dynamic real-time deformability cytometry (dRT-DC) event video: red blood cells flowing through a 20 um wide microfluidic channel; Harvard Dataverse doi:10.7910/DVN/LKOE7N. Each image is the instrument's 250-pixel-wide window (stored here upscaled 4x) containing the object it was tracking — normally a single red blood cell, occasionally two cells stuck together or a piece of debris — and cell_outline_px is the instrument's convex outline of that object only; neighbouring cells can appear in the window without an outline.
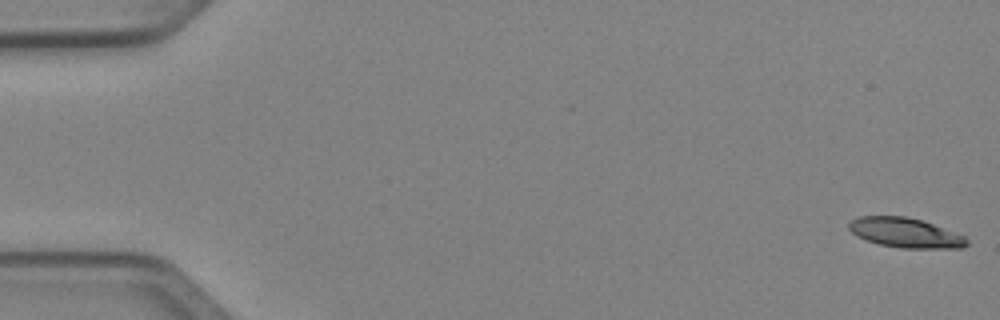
{"species": "Egyptian fruit bat (a non-hibernating species)", "species_latin": "Rousettus aegyptiacus", "temperature_condition": "cold", "stored_images_in_passage": 44, "camera_frame_rate_fps": 3000, "um_per_image_px": 0.085, "animal": {"sex": "female"}, "frame": {"image": 1, "passage_image": 1, "time_ms": 0.0, "image_size_px": [1000, 320], "cell_outline_px": [[968, 244], [960, 248], [900, 248], [880, 244], [856, 236], [848, 228], [848, 224], [852, 220], [860, 216], [904, 216], [920, 220], [932, 224], [964, 236], [968, 240]], "centroid_in_image_um": [76.93, 19.79], "position_along_channel_um": 8.1, "area_um2": 20.11}}
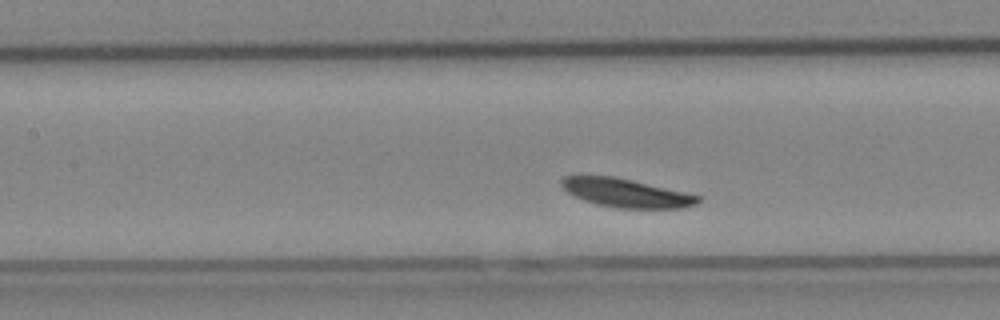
{"frame": {"image": 2, "passage_image": 24, "time_ms": 7.667, "image_size_px": [1000, 320], "cell_outline_px": [[700, 200], [696, 204], [680, 208], [616, 208], [596, 204], [572, 196], [560, 184], [560, 180], [564, 176], [616, 176], [684, 192], [700, 196]], "centroid_in_image_um": [53.18, 16.4], "position_along_channel_um": 154.2, "area_um2": 22.66}}
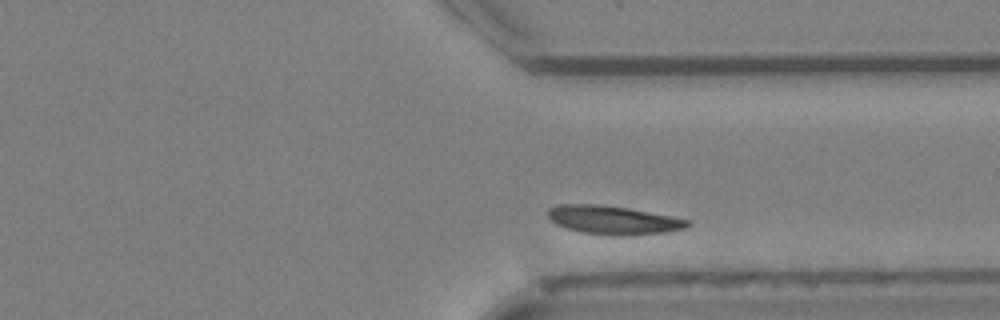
{"frame": {"image": 3, "passage_image": 40, "time_ms": 13.0, "image_size_px": [1000, 320], "cell_outline_px": [[692, 224], [688, 228], [668, 232], [624, 236], [616, 236], [580, 232], [556, 224], [548, 216], [548, 208], [556, 204], [600, 204], [628, 208], [672, 216], [692, 220]], "centroid_in_image_um": [52.18, 18.7], "position_along_channel_um": 359.2, "area_um2": 23.58}}